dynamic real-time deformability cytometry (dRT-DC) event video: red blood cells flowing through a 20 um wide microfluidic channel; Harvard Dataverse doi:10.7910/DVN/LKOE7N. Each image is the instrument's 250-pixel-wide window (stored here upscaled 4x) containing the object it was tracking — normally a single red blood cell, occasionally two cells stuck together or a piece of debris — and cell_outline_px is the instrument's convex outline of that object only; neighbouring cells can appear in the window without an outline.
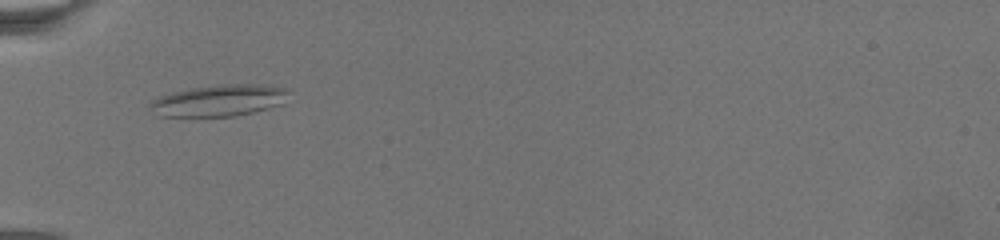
{"species": "common noctule bat (a hibernating species)", "species_latin": "Nyctalus noctula", "temperature_condition": "warm", "stored_images_in_passage": 3, "camera_frame_rate_fps": 3000, "um_per_image_px": 0.085, "animal": {"sex": "female", "body_mass_g": 19.5, "forearm_length_mm": 54.1}, "frame": {"image": 1, "passage_image": 1, "time_ms": 0.0, "image_size_px": [1000, 240], "cell_outline_px": [[288, 92], [280, 104], [268, 108], [236, 116], [160, 116], [148, 104], [152, 100], [160, 96], [172, 92], [188, 88], [228, 84], [260, 84], [284, 88]], "centroid_in_image_um": [18.58, 8.53], "position_along_channel_um": 66.4, "area_um2": 25.03}}
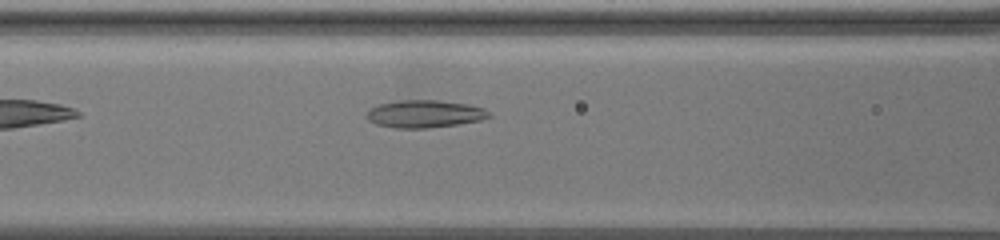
{"frame": {"image": 2, "passage_image": 3, "time_ms": 2.333, "image_size_px": [1000, 240], "cell_outline_px": [[492, 116], [480, 120], [456, 124], [428, 128], [392, 128], [376, 124], [368, 120], [364, 116], [376, 104], [396, 100], [440, 100], [468, 104], [484, 108]], "centroid_in_image_um": [36.05, 9.67], "position_along_channel_um": 130.5, "area_um2": 19.77}}